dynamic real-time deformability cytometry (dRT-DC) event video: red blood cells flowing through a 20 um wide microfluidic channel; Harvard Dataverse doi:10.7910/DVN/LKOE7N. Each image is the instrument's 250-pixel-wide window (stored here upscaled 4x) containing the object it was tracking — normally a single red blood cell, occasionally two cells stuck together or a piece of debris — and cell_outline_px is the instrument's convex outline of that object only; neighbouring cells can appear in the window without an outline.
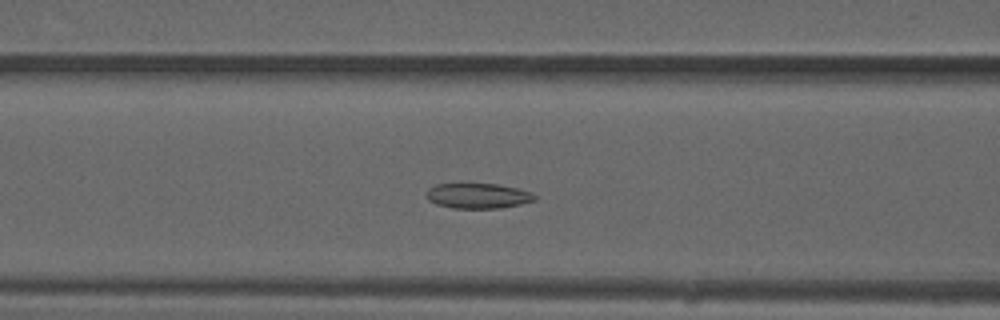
{"species": "common noctule bat (a hibernating species)", "species_latin": "Nyctalus noctula", "temperature_condition": "warm", "stored_images_in_passage": 48, "camera_frame_rate_fps": 3000, "um_per_image_px": 0.085, "animal": {"sex": "male", "forearm_length_mm": 52.5}, "frame": {"image": 1, "passage_image": 18, "time_ms": 5.667, "image_size_px": [1000, 320], "cell_outline_px": [[536, 200], [520, 204], [500, 208], [452, 208], [436, 204], [428, 200], [424, 196], [424, 192], [428, 188], [436, 184], [496, 184], [516, 188], [532, 192], [536, 196]], "centroid_in_image_um": [40.58, 16.65], "position_along_channel_um": 126.0, "area_um2": 16.01}}
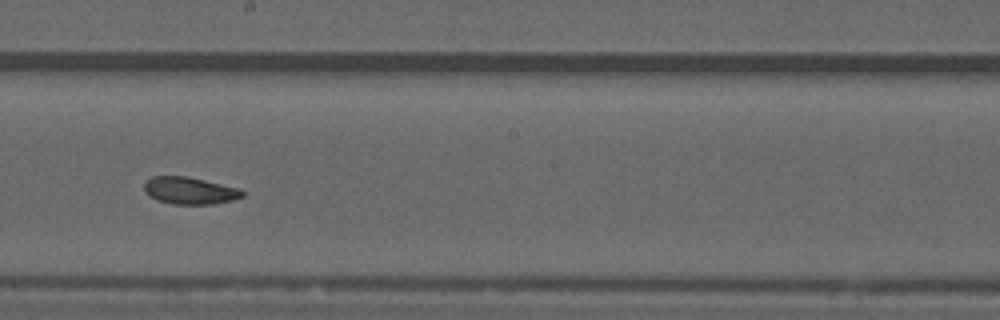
{"frame": {"image": 2, "passage_image": 26, "time_ms": 8.333, "image_size_px": [1000, 320], "cell_outline_px": [[244, 196], [232, 200], [212, 204], [172, 204], [156, 200], [148, 196], [144, 188], [144, 184], [152, 176], [184, 176], [204, 180], [240, 188], [244, 192]], "centroid_in_image_um": [16.12, 16.21], "position_along_channel_um": 232.1, "area_um2": 15.49}}
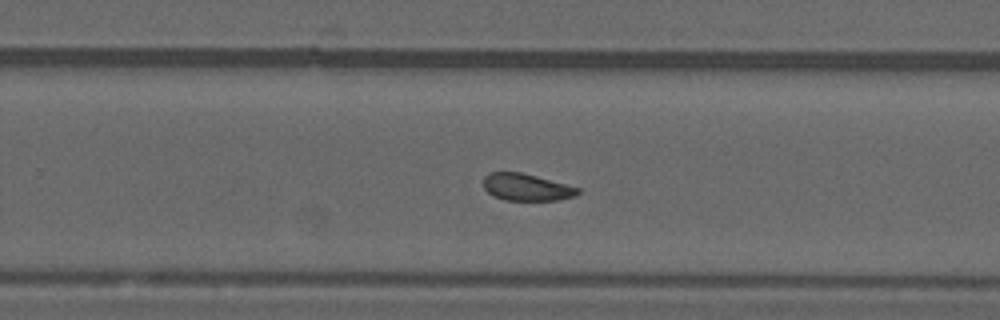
{"frame": {"image": 3, "passage_image": 30, "time_ms": 9.667, "image_size_px": [1000, 320], "cell_outline_px": [[580, 192], [576, 196], [560, 200], [504, 200], [492, 196], [484, 188], [484, 176], [488, 172], [520, 172], [536, 176], [580, 188]], "centroid_in_image_um": [44.74, 15.92], "position_along_channel_um": 285.1, "area_um2": 14.91}, "authors_computed_cell_mechanics": {"area_um2": 16.2418, "velocity_mm_per_s": 3.9915, "shape_relaxation_time_tau1_ms": null, "shape_relaxation_time_tau2_ms": 1.8798, "deformation_change_tau1": null, "deformation_change_tau2": 0.0713}}